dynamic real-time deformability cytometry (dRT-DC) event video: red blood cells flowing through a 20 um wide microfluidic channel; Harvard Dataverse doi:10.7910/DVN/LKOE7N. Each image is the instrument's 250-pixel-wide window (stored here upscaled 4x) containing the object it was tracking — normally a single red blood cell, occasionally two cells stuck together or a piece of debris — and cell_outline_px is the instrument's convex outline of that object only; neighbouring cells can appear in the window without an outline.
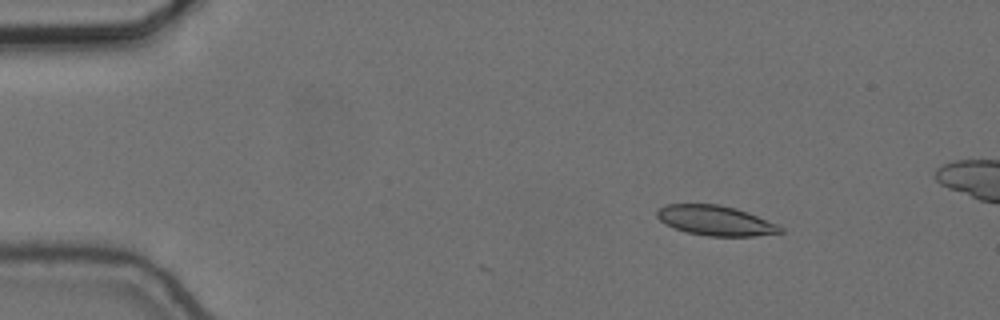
{"species": "common noctule bat (a hibernating species)", "species_latin": "Nyctalus noctula", "temperature_condition": "cold", "stored_images_in_passage": 7, "camera_frame_rate_fps": 3000, "um_per_image_px": 0.085, "animal": {"sex": "female", "body_mass_g": 24.6, "forearm_length_mm": 56.2}, "frame": {"image": 1, "passage_image": 3, "time_ms": 0.667, "image_size_px": [1000, 320], "cell_outline_px": [[784, 232], [752, 236], [708, 236], [688, 232], [676, 228], [660, 220], [656, 216], [656, 212], [660, 208], [668, 204], [720, 204], [736, 208], [748, 212], [776, 224], [784, 228]], "centroid_in_image_um": [60.84, 18.74], "position_along_channel_um": 24.2, "area_um2": 21.27}}